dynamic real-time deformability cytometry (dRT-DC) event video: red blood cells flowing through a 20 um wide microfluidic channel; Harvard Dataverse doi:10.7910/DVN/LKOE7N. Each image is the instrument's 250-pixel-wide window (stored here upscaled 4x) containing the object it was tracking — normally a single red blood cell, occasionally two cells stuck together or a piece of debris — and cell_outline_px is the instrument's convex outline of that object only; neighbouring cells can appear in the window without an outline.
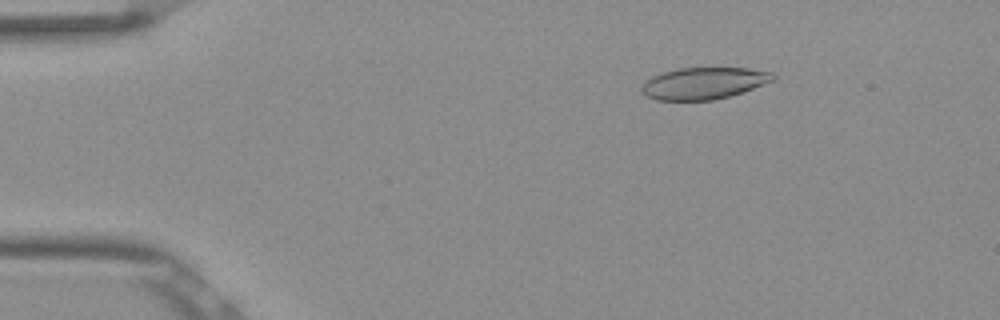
{"species": "Egyptian fruit bat (a non-hibernating species)", "species_latin": "Rousettus aegyptiacus", "temperature_condition": "room temperature", "stored_images_in_passage": 53, "camera_frame_rate_fps": 3000, "um_per_image_px": 0.085, "frame": {"image": 1, "passage_image": 8, "time_ms": 2.333, "image_size_px": [1000, 320], "cell_outline_px": [[776, 80], [728, 96], [712, 100], [656, 100], [648, 96], [640, 88], [652, 76], [664, 72], [680, 68], [748, 68], [772, 72], [776, 76]], "centroid_in_image_um": [59.86, 7.07], "position_along_channel_um": 25.1, "area_um2": 23.99}}
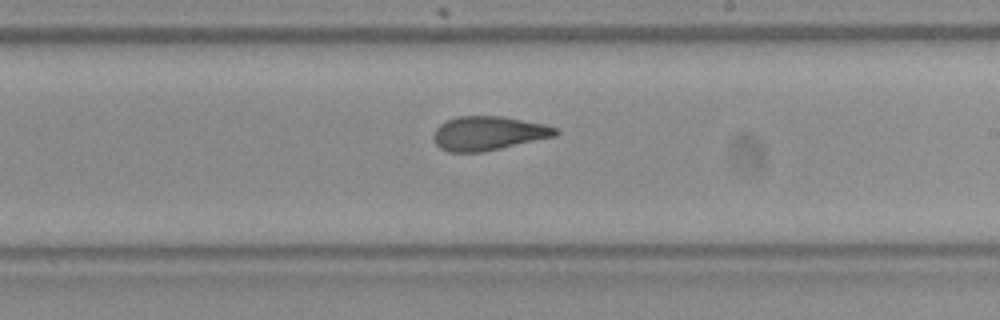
{"frame": {"image": 2, "passage_image": 31, "time_ms": 10.0, "image_size_px": [1000, 320], "cell_outline_px": [[560, 132], [556, 136], [484, 152], [448, 152], [440, 148], [436, 144], [432, 136], [436, 128], [444, 120], [460, 116], [504, 116], [544, 124], [560, 128]], "centroid_in_image_um": [41.52, 11.33], "position_along_channel_um": 247.5, "area_um2": 24.51}}
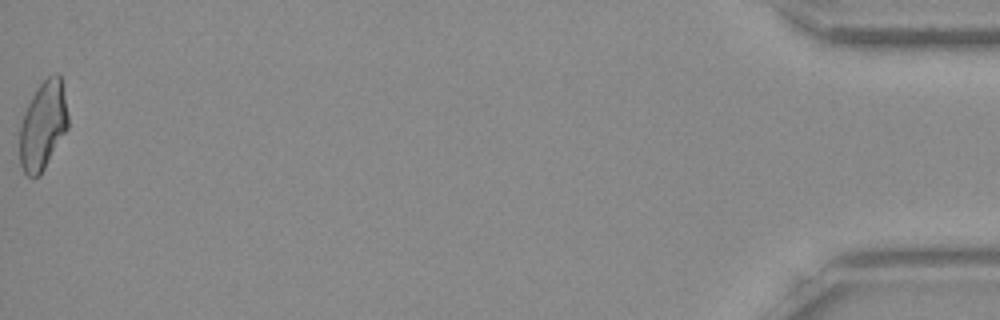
{"frame": {"image": 3, "passage_image": 53, "time_ms": 17.333, "image_size_px": [1000, 320], "cell_outline_px": [[68, 128], [40, 176], [28, 176], [24, 172], [20, 164], [20, 128], [24, 112], [36, 88], [48, 76], [56, 72], [60, 72], [68, 116]], "centroid_in_image_um": [3.66, 10.65], "position_along_channel_um": 431.5, "area_um2": 24.85}, "authors_computed_cell_mechanics": {"area_um2": 24.9118, "velocity_mm_per_s": 3.8444, "shape_relaxation_time_tau1_ms": null, "shape_relaxation_time_tau2_ms": 2.0422, "deformation_change_tau1": null, "deformation_change_tau2": 0.0885}}